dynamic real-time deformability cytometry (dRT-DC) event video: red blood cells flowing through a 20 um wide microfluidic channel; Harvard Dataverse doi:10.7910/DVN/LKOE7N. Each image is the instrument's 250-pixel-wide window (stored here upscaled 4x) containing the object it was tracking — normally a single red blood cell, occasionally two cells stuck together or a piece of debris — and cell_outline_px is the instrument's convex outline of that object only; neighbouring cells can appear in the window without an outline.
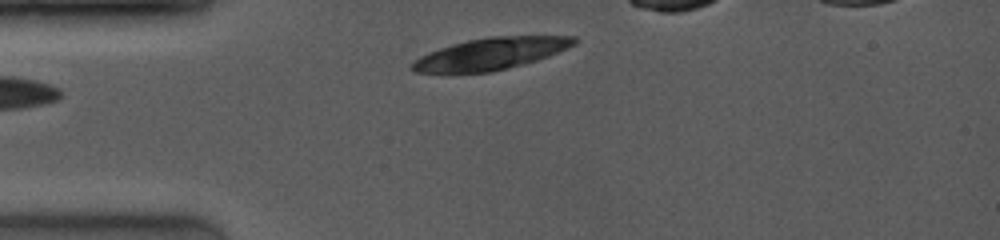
{"species": "common noctule bat (a hibernating species)", "species_latin": "Nyctalus noctula", "temperature_condition": "room temperature", "stored_images_in_passage": 4, "camera_frame_rate_fps": 4000, "um_per_image_px": 0.085, "animal": {"sex": "female", "body_mass_g": 19.0, "forearm_length_mm": 53.3}, "frame": {"image": 1, "passage_image": 4, "time_ms": 1.0, "image_size_px": [1000, 240], "cell_outline_px": [[580, 40], [576, 44], [568, 48], [548, 56], [524, 64], [492, 72], [416, 72], [408, 68], [408, 64], [420, 56], [428, 52], [452, 44], [468, 40], [488, 36], [576, 36]], "centroid_in_image_um": [41.72, 4.56], "position_along_channel_um": 43.3, "area_um2": 30.11}}